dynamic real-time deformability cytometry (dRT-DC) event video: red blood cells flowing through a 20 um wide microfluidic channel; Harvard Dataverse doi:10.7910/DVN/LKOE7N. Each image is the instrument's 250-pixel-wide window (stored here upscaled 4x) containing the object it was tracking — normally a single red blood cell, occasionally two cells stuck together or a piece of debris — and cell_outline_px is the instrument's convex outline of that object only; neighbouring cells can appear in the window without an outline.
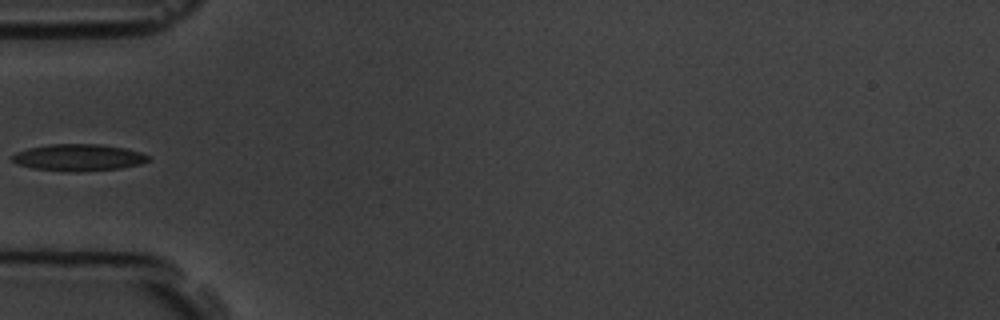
{"species": "common noctule bat (a hibernating species)", "species_latin": "Nyctalus noctula", "temperature_condition": "room temperature", "stored_images_in_passage": 3, "camera_frame_rate_fps": 3000, "um_per_image_px": 0.085, "animal": {"sex": "male", "body_mass_g": 19.5, "forearm_length_mm": 54.6}, "frame": {"image": 1, "passage_image": 1, "time_ms": 0.0, "image_size_px": [1000, 320], "cell_outline_px": [[148, 160], [140, 164], [120, 168], [76, 172], [32, 168], [20, 164], [12, 160], [12, 156], [16, 152], [28, 148], [48, 144], [100, 144], [124, 148], [140, 152], [148, 156]], "centroid_in_image_um": [6.66, 13.38], "position_along_channel_um": 78.3, "area_um2": 20.98}}
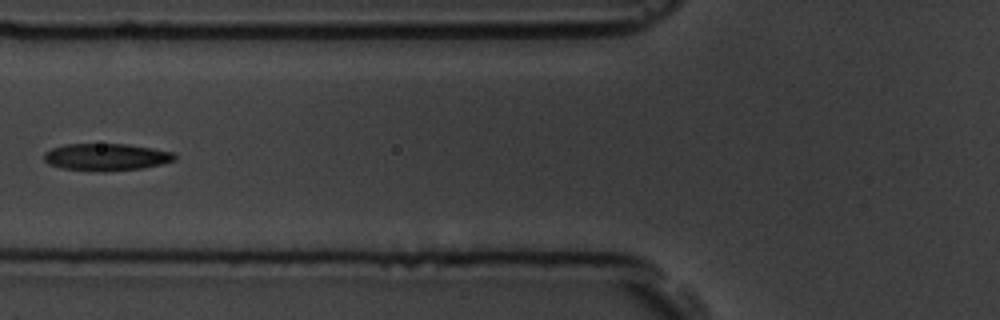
{"frame": {"image": 2, "passage_image": 2, "time_ms": 1.0, "image_size_px": [1000, 320], "cell_outline_px": [[176, 160], [164, 164], [140, 168], [100, 172], [60, 168], [48, 164], [44, 160], [44, 152], [52, 148], [64, 144], [128, 144], [152, 148], [172, 152], [176, 156]], "centroid_in_image_um": [9.01, 13.35], "position_along_channel_um": 116.8, "area_um2": 20.81}}
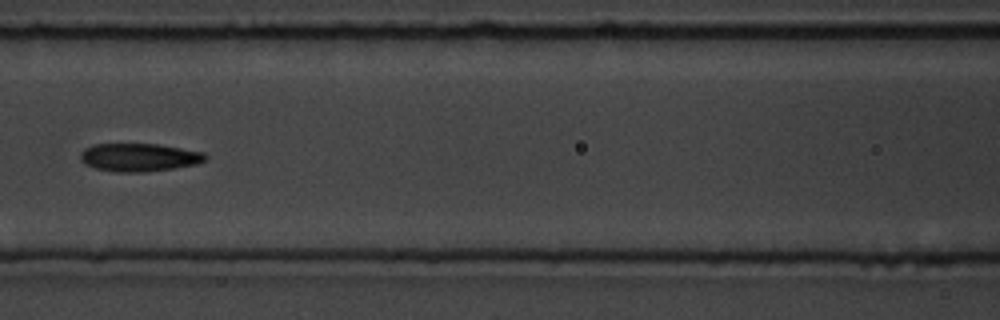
{"frame": {"image": 3, "passage_image": 3, "time_ms": 2.0, "image_size_px": [1000, 320], "cell_outline_px": [[208, 156], [204, 160], [196, 164], [176, 168], [144, 172], [116, 172], [96, 168], [80, 160], [80, 152], [84, 148], [92, 144], [156, 144], [204, 152]], "centroid_in_image_um": [11.82, 13.37], "position_along_channel_um": 154.8, "area_um2": 20.4}}